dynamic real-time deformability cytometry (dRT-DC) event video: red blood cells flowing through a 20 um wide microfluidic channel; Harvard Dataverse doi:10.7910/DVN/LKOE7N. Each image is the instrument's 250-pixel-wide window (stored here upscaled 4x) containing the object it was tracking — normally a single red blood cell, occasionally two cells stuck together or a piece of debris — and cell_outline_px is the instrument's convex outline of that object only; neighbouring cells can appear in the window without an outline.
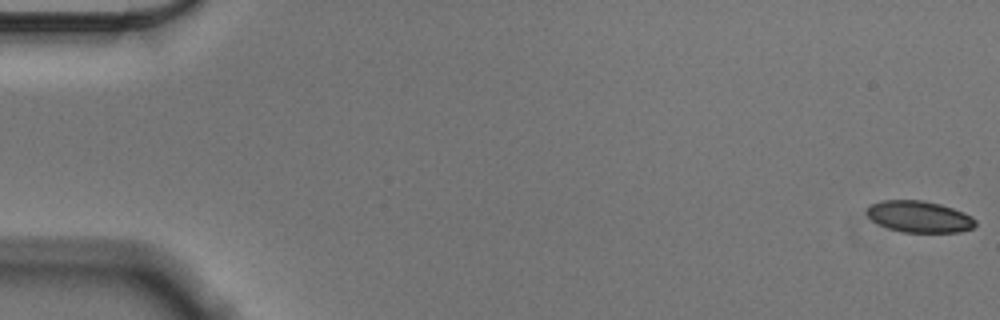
{"species": "Egyptian fruit bat (a non-hibernating species)", "species_latin": "Rousettus aegyptiacus", "temperature_condition": "cold", "stored_images_in_passage": 57, "camera_frame_rate_fps": 3000, "um_per_image_px": 0.085, "animal": {"sex": "male"}, "frame": {"image": 1, "passage_image": 1, "time_ms": 0.0, "image_size_px": [1000, 320], "cell_outline_px": [[976, 224], [972, 228], [960, 232], [900, 232], [888, 228], [872, 220], [864, 212], [872, 204], [880, 200], [924, 200], [940, 204], [964, 212], [972, 216], [976, 220]], "centroid_in_image_um": [78.14, 18.41], "position_along_channel_um": 6.9, "area_um2": 20.0}}
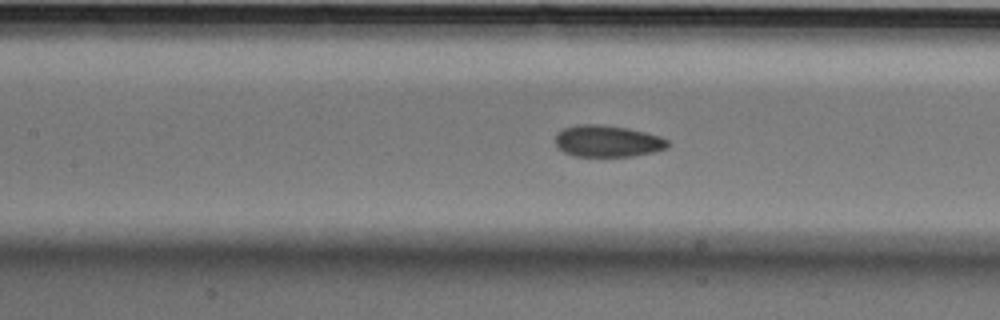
{"frame": {"image": 2, "passage_image": 26, "time_ms": 8.333, "image_size_px": [1000, 320], "cell_outline_px": [[668, 148], [652, 152], [632, 156], [572, 156], [564, 152], [556, 144], [556, 132], [564, 128], [580, 124], [600, 124], [628, 128], [660, 136], [668, 140]], "centroid_in_image_um": [51.63, 11.99], "position_along_channel_um": 155.8, "area_um2": 20.69}}
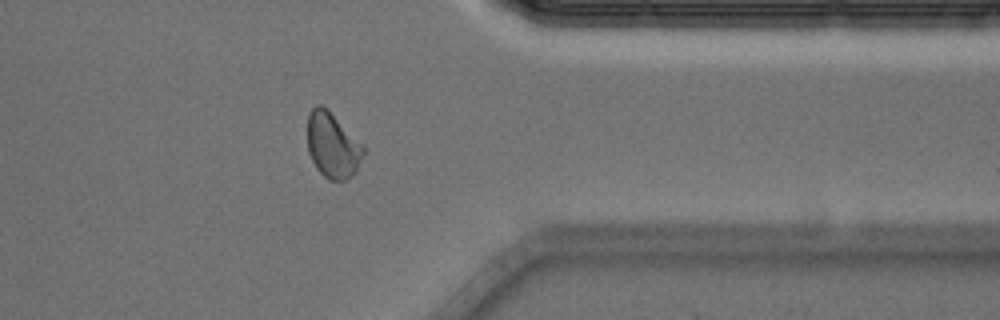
{"frame": {"image": 3, "passage_image": 46, "time_ms": 15.0, "image_size_px": [1000, 320], "cell_outline_px": [[364, 152], [356, 172], [352, 176], [344, 180], [328, 180], [316, 168], [308, 152], [308, 112], [316, 104], [320, 104], [328, 108], [364, 144]], "centroid_in_image_um": [28.28, 12.32], "position_along_channel_um": 383.1, "area_um2": 21.68}, "authors_computed_cell_mechanics": {"area_um2": 20.9814, "velocity_mm_per_s": 3.5522, "shape_relaxation_time_tau1_ms": 6.817, "shape_relaxation_time_tau2_ms": 0.8381, "deformation_change_tau1": 0.111, "deformation_change_tau2": 0.0446}}